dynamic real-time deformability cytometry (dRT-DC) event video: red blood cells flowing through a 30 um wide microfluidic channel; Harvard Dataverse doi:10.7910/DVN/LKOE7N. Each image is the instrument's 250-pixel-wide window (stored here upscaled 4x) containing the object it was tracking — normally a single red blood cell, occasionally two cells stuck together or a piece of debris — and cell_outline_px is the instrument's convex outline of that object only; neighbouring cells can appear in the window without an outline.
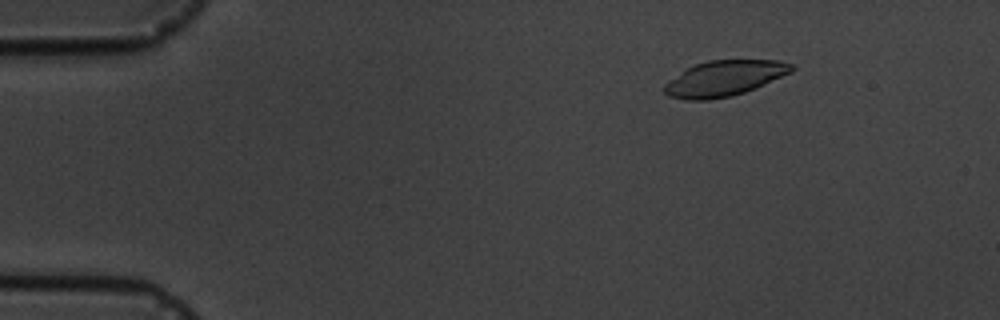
{"species": "common noctule bat (a hibernating species)", "species_latin": "Nyctalus noctula", "temperature_condition": "cold", "stored_images_in_passage": 5, "camera_frame_rate_fps": 3000, "um_per_image_px": 0.085, "animal": {"sex": "male", "body_mass_g": 19.5, "forearm_length_mm": 54.6}, "frame": {"image": 1, "passage_image": 2, "time_ms": 1.0, "image_size_px": [1000, 320], "cell_outline_px": [[796, 68], [792, 72], [756, 88], [732, 96], [708, 100], [688, 100], [668, 96], [664, 92], [664, 84], [688, 68], [696, 64], [708, 60], [780, 60], [792, 64]], "centroid_in_image_um": [61.61, 6.66], "position_along_channel_um": 23.4, "area_um2": 26.24}}
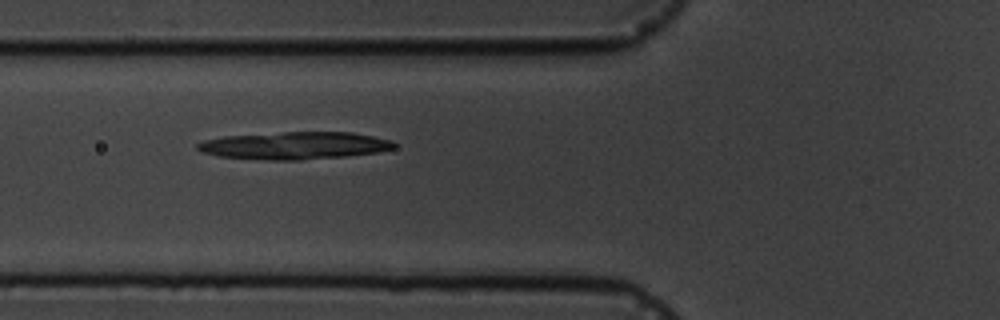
{"frame": {"image": 2, "passage_image": 5, "time_ms": 5.333, "image_size_px": [1000, 320], "cell_outline_px": [[396, 148], [376, 152], [344, 156], [300, 160], [268, 160], [216, 156], [200, 152], [196, 148], [196, 144], [204, 140], [224, 136], [284, 132], [352, 132], [392, 140], [396, 144]], "centroid_in_image_um": [25.0, 12.37], "position_along_channel_um": 100.8, "area_um2": 31.5}}